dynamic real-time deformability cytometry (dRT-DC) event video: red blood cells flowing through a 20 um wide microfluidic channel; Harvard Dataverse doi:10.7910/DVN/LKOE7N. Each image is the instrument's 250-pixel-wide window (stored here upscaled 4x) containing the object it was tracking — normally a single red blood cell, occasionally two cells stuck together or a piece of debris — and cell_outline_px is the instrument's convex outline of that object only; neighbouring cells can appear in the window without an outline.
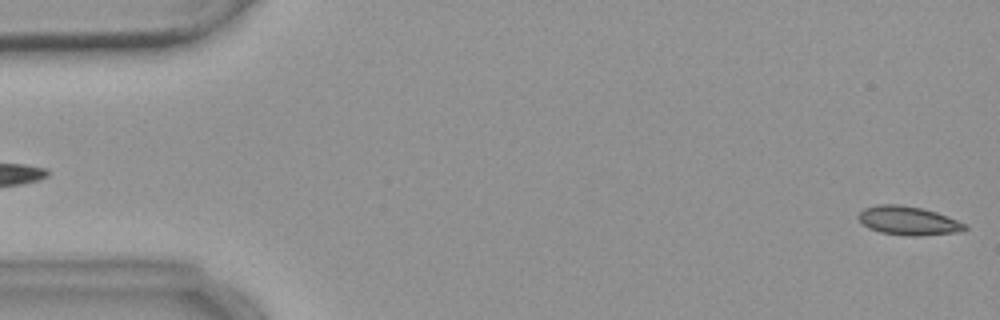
{"species": "common noctule bat (a hibernating species)", "species_latin": "Nyctalus noctula", "temperature_condition": "warm", "stored_images_in_passage": 6, "camera_frame_rate_fps": 3000, "um_per_image_px": 0.085, "animal": {"sex": "female", "body_mass_g": 18.4}, "frame": {"image": 1, "passage_image": 6, "time_ms": 21.667, "image_size_px": [1000, 320], "cell_outline_px": [[968, 228], [964, 232], [920, 236], [908, 236], [880, 232], [868, 228], [856, 216], [864, 208], [876, 204], [900, 204], [920, 208], [936, 212], [956, 220], [964, 224]], "centroid_in_image_um": [77.2, 18.77], "position_along_channel_um": 7.8, "area_um2": 17.92}}